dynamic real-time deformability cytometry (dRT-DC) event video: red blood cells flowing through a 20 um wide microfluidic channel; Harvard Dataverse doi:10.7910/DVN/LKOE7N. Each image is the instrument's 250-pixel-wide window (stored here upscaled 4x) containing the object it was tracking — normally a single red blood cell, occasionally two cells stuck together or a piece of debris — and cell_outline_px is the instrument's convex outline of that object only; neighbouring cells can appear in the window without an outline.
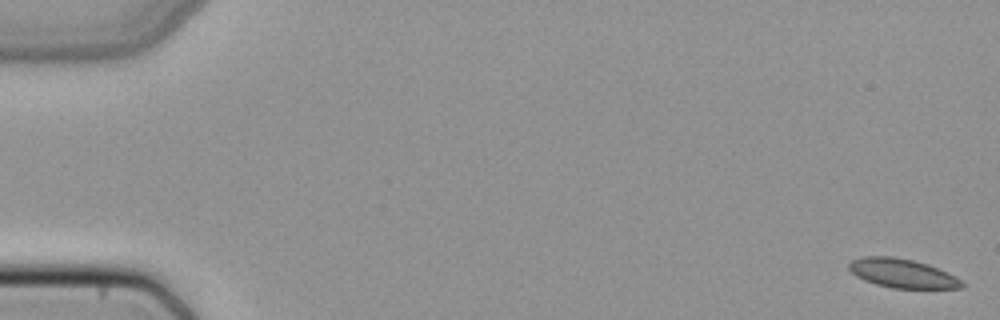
{"species": "common noctule bat (a hibernating species)", "species_latin": "Nyctalus noctula", "temperature_condition": "cold", "stored_images_in_passage": 13, "camera_frame_rate_fps": 3000, "um_per_image_px": 0.085, "animal": {"sex": "female", "body_mass_g": 22.7, "forearm_length_mm": 54.2}, "frame": {"image": 1, "passage_image": 1, "time_ms": 0.0, "image_size_px": [1000, 320], "cell_outline_px": [[964, 288], [892, 288], [876, 284], [864, 280], [856, 276], [848, 268], [848, 264], [852, 260], [860, 256], [892, 256], [912, 260], [928, 264], [948, 272], [956, 276], [964, 284]], "centroid_in_image_um": [76.68, 23.22], "position_along_channel_um": 8.3, "area_um2": 19.13}}